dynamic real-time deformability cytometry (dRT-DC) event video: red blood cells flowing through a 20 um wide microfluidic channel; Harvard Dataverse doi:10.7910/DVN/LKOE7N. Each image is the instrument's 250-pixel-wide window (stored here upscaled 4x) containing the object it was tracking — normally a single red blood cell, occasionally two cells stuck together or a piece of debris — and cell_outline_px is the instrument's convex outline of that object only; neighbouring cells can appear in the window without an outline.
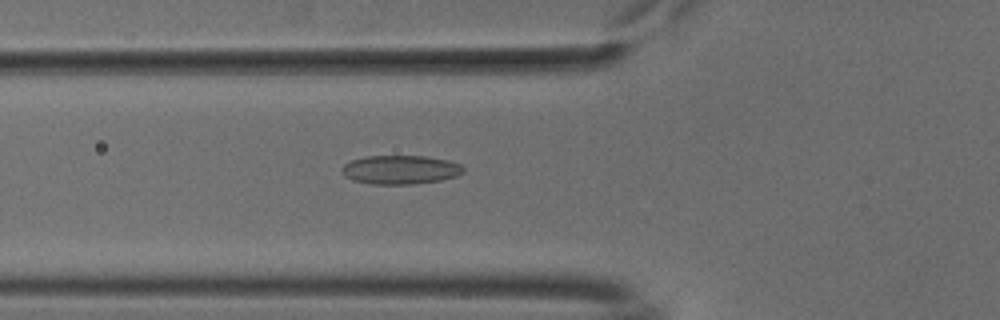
{"species": "common noctule bat (a hibernating species)", "species_latin": "Nyctalus noctula", "temperature_condition": "cold", "stored_images_in_passage": 53, "camera_frame_rate_fps": 3000, "um_per_image_px": 0.085, "animal": {"sex": "male", "body_mass_g": 18.8}, "frame": {"image": 1, "passage_image": 19, "time_ms": 6.0, "image_size_px": [1000, 320], "cell_outline_px": [[464, 172], [456, 176], [440, 180], [412, 184], [372, 184], [352, 180], [344, 176], [340, 168], [344, 164], [352, 160], [364, 156], [424, 156], [448, 160], [460, 164], [464, 168]], "centroid_in_image_um": [34.01, 14.42], "position_along_channel_um": 91.8, "area_um2": 20.46}}
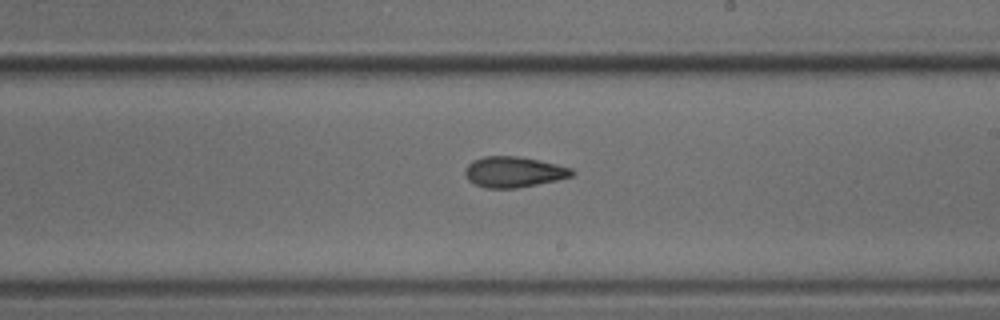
{"frame": {"image": 2, "passage_image": 31, "time_ms": 10.0, "image_size_px": [1000, 320], "cell_outline_px": [[576, 172], [572, 176], [556, 180], [516, 188], [484, 188], [468, 180], [464, 176], [464, 172], [468, 164], [472, 160], [484, 156], [520, 156], [540, 160], [572, 168]], "centroid_in_image_um": [43.65, 14.6], "position_along_channel_um": 245.4, "area_um2": 19.19}}
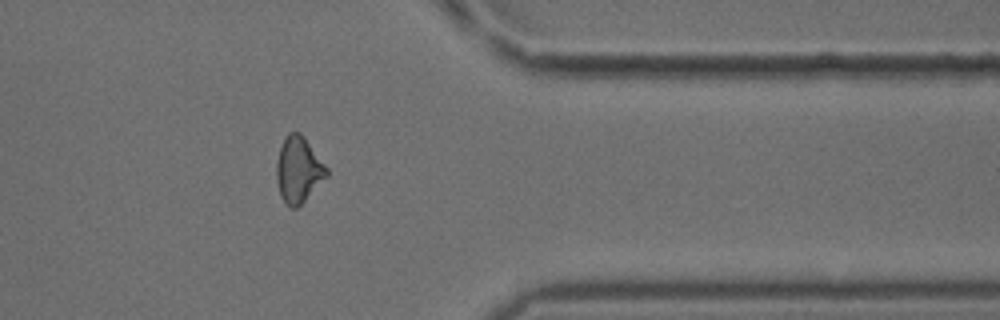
{"frame": {"image": 3, "passage_image": 43, "time_ms": 14.0, "image_size_px": [1000, 320], "cell_outline_px": [[328, 176], [296, 208], [292, 208], [284, 200], [280, 192], [276, 180], [276, 164], [280, 148], [288, 132], [300, 132], [304, 136], [328, 168]], "centroid_in_image_um": [25.38, 14.39], "position_along_channel_um": 386.0, "area_um2": 18.96}, "authors_computed_cell_mechanics": {"area_um2": 19.3052, "velocity_mm_per_s": 3.8191, "shape_relaxation_time_tau1_ms": 8.2043, "shape_relaxation_time_tau2_ms": 2.9075, "deformation_change_tau1": 0.1547, "deformation_change_tau2": 0.0956}}